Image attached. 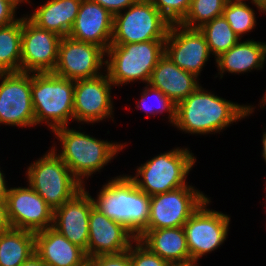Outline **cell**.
<instances>
[{
  "label": "cell",
  "instance_id": "1",
  "mask_svg": "<svg viewBox=\"0 0 266 266\" xmlns=\"http://www.w3.org/2000/svg\"><path fill=\"white\" fill-rule=\"evenodd\" d=\"M211 93L200 85L179 102L174 127L190 134H220L230 124L254 112L255 108L251 105H240Z\"/></svg>",
  "mask_w": 266,
  "mask_h": 266
},
{
  "label": "cell",
  "instance_id": "2",
  "mask_svg": "<svg viewBox=\"0 0 266 266\" xmlns=\"http://www.w3.org/2000/svg\"><path fill=\"white\" fill-rule=\"evenodd\" d=\"M93 206L108 218L124 225L137 238L149 220L150 196L140 190L128 175L112 178L104 184Z\"/></svg>",
  "mask_w": 266,
  "mask_h": 266
},
{
  "label": "cell",
  "instance_id": "3",
  "mask_svg": "<svg viewBox=\"0 0 266 266\" xmlns=\"http://www.w3.org/2000/svg\"><path fill=\"white\" fill-rule=\"evenodd\" d=\"M53 132L62 148L57 155L83 185L85 177L88 179L94 172L101 171L126 145L99 140L67 126L59 127Z\"/></svg>",
  "mask_w": 266,
  "mask_h": 266
},
{
  "label": "cell",
  "instance_id": "4",
  "mask_svg": "<svg viewBox=\"0 0 266 266\" xmlns=\"http://www.w3.org/2000/svg\"><path fill=\"white\" fill-rule=\"evenodd\" d=\"M31 98L36 125L45 123L53 131L74 121L73 80L53 73H32Z\"/></svg>",
  "mask_w": 266,
  "mask_h": 266
},
{
  "label": "cell",
  "instance_id": "5",
  "mask_svg": "<svg viewBox=\"0 0 266 266\" xmlns=\"http://www.w3.org/2000/svg\"><path fill=\"white\" fill-rule=\"evenodd\" d=\"M164 53L165 40L111 44L106 50L105 72L114 86L139 80L148 84Z\"/></svg>",
  "mask_w": 266,
  "mask_h": 266
},
{
  "label": "cell",
  "instance_id": "6",
  "mask_svg": "<svg viewBox=\"0 0 266 266\" xmlns=\"http://www.w3.org/2000/svg\"><path fill=\"white\" fill-rule=\"evenodd\" d=\"M189 150L178 147L160 153L137 167L135 176L128 177L150 197L186 186V178L196 162Z\"/></svg>",
  "mask_w": 266,
  "mask_h": 266
},
{
  "label": "cell",
  "instance_id": "7",
  "mask_svg": "<svg viewBox=\"0 0 266 266\" xmlns=\"http://www.w3.org/2000/svg\"><path fill=\"white\" fill-rule=\"evenodd\" d=\"M53 146L27 168L28 183L55 210L83 189Z\"/></svg>",
  "mask_w": 266,
  "mask_h": 266
},
{
  "label": "cell",
  "instance_id": "8",
  "mask_svg": "<svg viewBox=\"0 0 266 266\" xmlns=\"http://www.w3.org/2000/svg\"><path fill=\"white\" fill-rule=\"evenodd\" d=\"M171 23L148 0H137L113 15L111 44L166 40Z\"/></svg>",
  "mask_w": 266,
  "mask_h": 266
},
{
  "label": "cell",
  "instance_id": "9",
  "mask_svg": "<svg viewBox=\"0 0 266 266\" xmlns=\"http://www.w3.org/2000/svg\"><path fill=\"white\" fill-rule=\"evenodd\" d=\"M206 199L183 225L187 247L192 261L218 249L228 235L230 217L227 214L207 209Z\"/></svg>",
  "mask_w": 266,
  "mask_h": 266
},
{
  "label": "cell",
  "instance_id": "10",
  "mask_svg": "<svg viewBox=\"0 0 266 266\" xmlns=\"http://www.w3.org/2000/svg\"><path fill=\"white\" fill-rule=\"evenodd\" d=\"M206 199L207 195L192 185L151 196L149 220L145 230L183 227Z\"/></svg>",
  "mask_w": 266,
  "mask_h": 266
},
{
  "label": "cell",
  "instance_id": "11",
  "mask_svg": "<svg viewBox=\"0 0 266 266\" xmlns=\"http://www.w3.org/2000/svg\"><path fill=\"white\" fill-rule=\"evenodd\" d=\"M0 80V124L35 127L31 73H0Z\"/></svg>",
  "mask_w": 266,
  "mask_h": 266
},
{
  "label": "cell",
  "instance_id": "12",
  "mask_svg": "<svg viewBox=\"0 0 266 266\" xmlns=\"http://www.w3.org/2000/svg\"><path fill=\"white\" fill-rule=\"evenodd\" d=\"M106 51L93 43L76 41L69 36L60 40L58 60L53 74L69 80L90 79L103 74ZM104 60V61H103ZM100 71V72H99Z\"/></svg>",
  "mask_w": 266,
  "mask_h": 266
},
{
  "label": "cell",
  "instance_id": "13",
  "mask_svg": "<svg viewBox=\"0 0 266 266\" xmlns=\"http://www.w3.org/2000/svg\"><path fill=\"white\" fill-rule=\"evenodd\" d=\"M62 37L22 17L21 69L24 73H52Z\"/></svg>",
  "mask_w": 266,
  "mask_h": 266
},
{
  "label": "cell",
  "instance_id": "14",
  "mask_svg": "<svg viewBox=\"0 0 266 266\" xmlns=\"http://www.w3.org/2000/svg\"><path fill=\"white\" fill-rule=\"evenodd\" d=\"M113 87L107 73L95 78L75 80L74 121L93 125V123L102 122L106 118L113 120L114 106L111 97Z\"/></svg>",
  "mask_w": 266,
  "mask_h": 266
},
{
  "label": "cell",
  "instance_id": "15",
  "mask_svg": "<svg viewBox=\"0 0 266 266\" xmlns=\"http://www.w3.org/2000/svg\"><path fill=\"white\" fill-rule=\"evenodd\" d=\"M6 204L8 219L14 229L38 232L53 226L54 210L30 185L10 187Z\"/></svg>",
  "mask_w": 266,
  "mask_h": 266
},
{
  "label": "cell",
  "instance_id": "16",
  "mask_svg": "<svg viewBox=\"0 0 266 266\" xmlns=\"http://www.w3.org/2000/svg\"><path fill=\"white\" fill-rule=\"evenodd\" d=\"M165 54L179 68L199 77L211 53L199 29L171 24L165 40Z\"/></svg>",
  "mask_w": 266,
  "mask_h": 266
},
{
  "label": "cell",
  "instance_id": "17",
  "mask_svg": "<svg viewBox=\"0 0 266 266\" xmlns=\"http://www.w3.org/2000/svg\"><path fill=\"white\" fill-rule=\"evenodd\" d=\"M87 258L126 252L137 238L124 225L94 207L89 214Z\"/></svg>",
  "mask_w": 266,
  "mask_h": 266
},
{
  "label": "cell",
  "instance_id": "18",
  "mask_svg": "<svg viewBox=\"0 0 266 266\" xmlns=\"http://www.w3.org/2000/svg\"><path fill=\"white\" fill-rule=\"evenodd\" d=\"M83 185L74 197L54 210L53 228L71 243L82 248L87 256L89 214L94 207L91 195Z\"/></svg>",
  "mask_w": 266,
  "mask_h": 266
},
{
  "label": "cell",
  "instance_id": "19",
  "mask_svg": "<svg viewBox=\"0 0 266 266\" xmlns=\"http://www.w3.org/2000/svg\"><path fill=\"white\" fill-rule=\"evenodd\" d=\"M112 32L113 14L98 3L82 0L68 36L76 41L93 43L106 51L111 45Z\"/></svg>",
  "mask_w": 266,
  "mask_h": 266
},
{
  "label": "cell",
  "instance_id": "20",
  "mask_svg": "<svg viewBox=\"0 0 266 266\" xmlns=\"http://www.w3.org/2000/svg\"><path fill=\"white\" fill-rule=\"evenodd\" d=\"M35 254L47 266H82L88 260L82 248L53 227L35 232Z\"/></svg>",
  "mask_w": 266,
  "mask_h": 266
},
{
  "label": "cell",
  "instance_id": "21",
  "mask_svg": "<svg viewBox=\"0 0 266 266\" xmlns=\"http://www.w3.org/2000/svg\"><path fill=\"white\" fill-rule=\"evenodd\" d=\"M148 84L176 105L200 86L196 75L179 68L165 53L153 69Z\"/></svg>",
  "mask_w": 266,
  "mask_h": 266
},
{
  "label": "cell",
  "instance_id": "22",
  "mask_svg": "<svg viewBox=\"0 0 266 266\" xmlns=\"http://www.w3.org/2000/svg\"><path fill=\"white\" fill-rule=\"evenodd\" d=\"M137 239L168 263L191 261L183 227L144 230Z\"/></svg>",
  "mask_w": 266,
  "mask_h": 266
},
{
  "label": "cell",
  "instance_id": "23",
  "mask_svg": "<svg viewBox=\"0 0 266 266\" xmlns=\"http://www.w3.org/2000/svg\"><path fill=\"white\" fill-rule=\"evenodd\" d=\"M218 75L222 78L225 72L239 74L261 70L266 61V42L246 40L239 41L228 51L215 58Z\"/></svg>",
  "mask_w": 266,
  "mask_h": 266
},
{
  "label": "cell",
  "instance_id": "24",
  "mask_svg": "<svg viewBox=\"0 0 266 266\" xmlns=\"http://www.w3.org/2000/svg\"><path fill=\"white\" fill-rule=\"evenodd\" d=\"M82 0H48L27 17L38 27L67 37Z\"/></svg>",
  "mask_w": 266,
  "mask_h": 266
},
{
  "label": "cell",
  "instance_id": "25",
  "mask_svg": "<svg viewBox=\"0 0 266 266\" xmlns=\"http://www.w3.org/2000/svg\"><path fill=\"white\" fill-rule=\"evenodd\" d=\"M35 253V232L11 228L0 234V266H21Z\"/></svg>",
  "mask_w": 266,
  "mask_h": 266
},
{
  "label": "cell",
  "instance_id": "26",
  "mask_svg": "<svg viewBox=\"0 0 266 266\" xmlns=\"http://www.w3.org/2000/svg\"><path fill=\"white\" fill-rule=\"evenodd\" d=\"M22 17L0 28V73L21 69Z\"/></svg>",
  "mask_w": 266,
  "mask_h": 266
},
{
  "label": "cell",
  "instance_id": "27",
  "mask_svg": "<svg viewBox=\"0 0 266 266\" xmlns=\"http://www.w3.org/2000/svg\"><path fill=\"white\" fill-rule=\"evenodd\" d=\"M208 44L209 51L215 58L228 51L240 41L223 15L214 18L199 28Z\"/></svg>",
  "mask_w": 266,
  "mask_h": 266
},
{
  "label": "cell",
  "instance_id": "28",
  "mask_svg": "<svg viewBox=\"0 0 266 266\" xmlns=\"http://www.w3.org/2000/svg\"><path fill=\"white\" fill-rule=\"evenodd\" d=\"M228 0H191L189 11L179 23L188 29H199L205 23L221 16Z\"/></svg>",
  "mask_w": 266,
  "mask_h": 266
},
{
  "label": "cell",
  "instance_id": "29",
  "mask_svg": "<svg viewBox=\"0 0 266 266\" xmlns=\"http://www.w3.org/2000/svg\"><path fill=\"white\" fill-rule=\"evenodd\" d=\"M246 0H228L223 10V17L229 23L232 30L239 36L251 32L256 25L254 9L246 4Z\"/></svg>",
  "mask_w": 266,
  "mask_h": 266
},
{
  "label": "cell",
  "instance_id": "30",
  "mask_svg": "<svg viewBox=\"0 0 266 266\" xmlns=\"http://www.w3.org/2000/svg\"><path fill=\"white\" fill-rule=\"evenodd\" d=\"M140 95L141 98L138 100L137 109H143L148 116L167 112L169 113L167 118H169L168 121L170 124L173 125L175 123L176 104L170 98L164 95L160 90L151 87L149 84H146ZM152 97L154 98L150 99Z\"/></svg>",
  "mask_w": 266,
  "mask_h": 266
},
{
  "label": "cell",
  "instance_id": "31",
  "mask_svg": "<svg viewBox=\"0 0 266 266\" xmlns=\"http://www.w3.org/2000/svg\"><path fill=\"white\" fill-rule=\"evenodd\" d=\"M171 23L179 24L187 15L191 0H148Z\"/></svg>",
  "mask_w": 266,
  "mask_h": 266
},
{
  "label": "cell",
  "instance_id": "32",
  "mask_svg": "<svg viewBox=\"0 0 266 266\" xmlns=\"http://www.w3.org/2000/svg\"><path fill=\"white\" fill-rule=\"evenodd\" d=\"M129 256L132 266H168V262L152 253L138 239L129 248Z\"/></svg>",
  "mask_w": 266,
  "mask_h": 266
},
{
  "label": "cell",
  "instance_id": "33",
  "mask_svg": "<svg viewBox=\"0 0 266 266\" xmlns=\"http://www.w3.org/2000/svg\"><path fill=\"white\" fill-rule=\"evenodd\" d=\"M88 261L93 266H132L129 249L120 254L98 255L89 258Z\"/></svg>",
  "mask_w": 266,
  "mask_h": 266
},
{
  "label": "cell",
  "instance_id": "34",
  "mask_svg": "<svg viewBox=\"0 0 266 266\" xmlns=\"http://www.w3.org/2000/svg\"><path fill=\"white\" fill-rule=\"evenodd\" d=\"M25 2L27 0H0V28L10 25L19 19L15 18L17 6Z\"/></svg>",
  "mask_w": 266,
  "mask_h": 266
},
{
  "label": "cell",
  "instance_id": "35",
  "mask_svg": "<svg viewBox=\"0 0 266 266\" xmlns=\"http://www.w3.org/2000/svg\"><path fill=\"white\" fill-rule=\"evenodd\" d=\"M95 3H98L103 8L108 10L111 14L115 15L122 10H126L137 0H91Z\"/></svg>",
  "mask_w": 266,
  "mask_h": 266
},
{
  "label": "cell",
  "instance_id": "36",
  "mask_svg": "<svg viewBox=\"0 0 266 266\" xmlns=\"http://www.w3.org/2000/svg\"><path fill=\"white\" fill-rule=\"evenodd\" d=\"M11 228L7 215L6 199H0V234L9 231Z\"/></svg>",
  "mask_w": 266,
  "mask_h": 266
},
{
  "label": "cell",
  "instance_id": "37",
  "mask_svg": "<svg viewBox=\"0 0 266 266\" xmlns=\"http://www.w3.org/2000/svg\"><path fill=\"white\" fill-rule=\"evenodd\" d=\"M1 171L2 170L0 168V199H6L10 188L6 186L5 176L3 171Z\"/></svg>",
  "mask_w": 266,
  "mask_h": 266
},
{
  "label": "cell",
  "instance_id": "38",
  "mask_svg": "<svg viewBox=\"0 0 266 266\" xmlns=\"http://www.w3.org/2000/svg\"><path fill=\"white\" fill-rule=\"evenodd\" d=\"M21 266H47L35 253Z\"/></svg>",
  "mask_w": 266,
  "mask_h": 266
},
{
  "label": "cell",
  "instance_id": "39",
  "mask_svg": "<svg viewBox=\"0 0 266 266\" xmlns=\"http://www.w3.org/2000/svg\"><path fill=\"white\" fill-rule=\"evenodd\" d=\"M251 3L257 7L260 13H266V0H251Z\"/></svg>",
  "mask_w": 266,
  "mask_h": 266
},
{
  "label": "cell",
  "instance_id": "40",
  "mask_svg": "<svg viewBox=\"0 0 266 266\" xmlns=\"http://www.w3.org/2000/svg\"><path fill=\"white\" fill-rule=\"evenodd\" d=\"M197 264V261H188V262H182V263H169L168 266H199Z\"/></svg>",
  "mask_w": 266,
  "mask_h": 266
},
{
  "label": "cell",
  "instance_id": "41",
  "mask_svg": "<svg viewBox=\"0 0 266 266\" xmlns=\"http://www.w3.org/2000/svg\"><path fill=\"white\" fill-rule=\"evenodd\" d=\"M262 147H263V150H262V157L264 158L265 162H266V132L263 133V136H262Z\"/></svg>",
  "mask_w": 266,
  "mask_h": 266
},
{
  "label": "cell",
  "instance_id": "42",
  "mask_svg": "<svg viewBox=\"0 0 266 266\" xmlns=\"http://www.w3.org/2000/svg\"><path fill=\"white\" fill-rule=\"evenodd\" d=\"M262 105H263V106H262ZM265 105H266V91H265L264 96H263L262 99H261L260 107L264 108Z\"/></svg>",
  "mask_w": 266,
  "mask_h": 266
},
{
  "label": "cell",
  "instance_id": "43",
  "mask_svg": "<svg viewBox=\"0 0 266 266\" xmlns=\"http://www.w3.org/2000/svg\"><path fill=\"white\" fill-rule=\"evenodd\" d=\"M82 266H93L88 260Z\"/></svg>",
  "mask_w": 266,
  "mask_h": 266
}]
</instances>
